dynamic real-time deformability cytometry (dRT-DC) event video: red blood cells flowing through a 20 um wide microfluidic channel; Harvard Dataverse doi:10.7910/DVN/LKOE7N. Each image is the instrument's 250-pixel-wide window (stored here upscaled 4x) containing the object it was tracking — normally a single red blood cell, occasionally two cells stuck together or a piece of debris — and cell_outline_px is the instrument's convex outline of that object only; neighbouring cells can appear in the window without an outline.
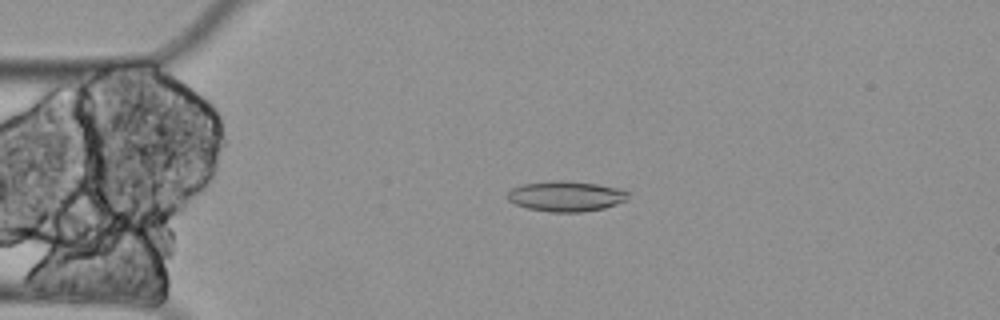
{"species": "Egyptian fruit bat (a non-hibernating species)", "species_latin": "Rousettus aegyptiacus", "temperature_condition": "cold", "stored_images_in_passage": 3, "camera_frame_rate_fps": 3000, "um_per_image_px": 0.085, "animal": {"sex": "female"}, "frame": {"image": 1, "passage_image": 3, "time_ms": 0.667, "image_size_px": [1000, 320], "cell_outline_px": [[628, 192], [624, 200], [616, 204], [604, 208], [580, 212], [548, 212], [528, 208], [516, 204], [508, 200], [508, 192], [512, 188], [524, 184], [560, 180], [596, 184], [620, 188]], "centroid_in_image_um": [48.09, 16.68], "position_along_channel_um": 36.9, "area_um2": 20.98}}